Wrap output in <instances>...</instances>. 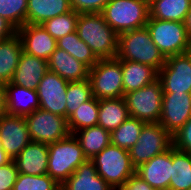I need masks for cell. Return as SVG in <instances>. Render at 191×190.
I'll use <instances>...</instances> for the list:
<instances>
[{"label":"cell","instance_id":"obj_1","mask_svg":"<svg viewBox=\"0 0 191 190\" xmlns=\"http://www.w3.org/2000/svg\"><path fill=\"white\" fill-rule=\"evenodd\" d=\"M76 31L98 59L116 58L118 34L104 20L101 13H79Z\"/></svg>","mask_w":191,"mask_h":190},{"label":"cell","instance_id":"obj_2","mask_svg":"<svg viewBox=\"0 0 191 190\" xmlns=\"http://www.w3.org/2000/svg\"><path fill=\"white\" fill-rule=\"evenodd\" d=\"M119 61H135L153 67L157 72L163 67L166 58L152 41L147 27L118 34Z\"/></svg>","mask_w":191,"mask_h":190},{"label":"cell","instance_id":"obj_3","mask_svg":"<svg viewBox=\"0 0 191 190\" xmlns=\"http://www.w3.org/2000/svg\"><path fill=\"white\" fill-rule=\"evenodd\" d=\"M87 160L77 138L69 134L64 139L48 144L47 174L61 186Z\"/></svg>","mask_w":191,"mask_h":190},{"label":"cell","instance_id":"obj_4","mask_svg":"<svg viewBox=\"0 0 191 190\" xmlns=\"http://www.w3.org/2000/svg\"><path fill=\"white\" fill-rule=\"evenodd\" d=\"M104 20L117 33L146 27L149 2L146 0H110L101 12Z\"/></svg>","mask_w":191,"mask_h":190},{"label":"cell","instance_id":"obj_5","mask_svg":"<svg viewBox=\"0 0 191 190\" xmlns=\"http://www.w3.org/2000/svg\"><path fill=\"white\" fill-rule=\"evenodd\" d=\"M101 176L114 190H118L136 173L129 151L115 145L106 146L90 159Z\"/></svg>","mask_w":191,"mask_h":190},{"label":"cell","instance_id":"obj_6","mask_svg":"<svg viewBox=\"0 0 191 190\" xmlns=\"http://www.w3.org/2000/svg\"><path fill=\"white\" fill-rule=\"evenodd\" d=\"M152 41L165 58L191 50V38L183 22L149 18L146 24Z\"/></svg>","mask_w":191,"mask_h":190},{"label":"cell","instance_id":"obj_7","mask_svg":"<svg viewBox=\"0 0 191 190\" xmlns=\"http://www.w3.org/2000/svg\"><path fill=\"white\" fill-rule=\"evenodd\" d=\"M89 80L96 99L123 97V74L117 58L99 59L89 70Z\"/></svg>","mask_w":191,"mask_h":190},{"label":"cell","instance_id":"obj_8","mask_svg":"<svg viewBox=\"0 0 191 190\" xmlns=\"http://www.w3.org/2000/svg\"><path fill=\"white\" fill-rule=\"evenodd\" d=\"M173 146V137L161 124L146 123L136 144L128 151L135 168L148 162L154 156L164 153Z\"/></svg>","mask_w":191,"mask_h":190},{"label":"cell","instance_id":"obj_9","mask_svg":"<svg viewBox=\"0 0 191 190\" xmlns=\"http://www.w3.org/2000/svg\"><path fill=\"white\" fill-rule=\"evenodd\" d=\"M130 117L145 123H157L160 120L163 90L160 81L124 95Z\"/></svg>","mask_w":191,"mask_h":190},{"label":"cell","instance_id":"obj_10","mask_svg":"<svg viewBox=\"0 0 191 190\" xmlns=\"http://www.w3.org/2000/svg\"><path fill=\"white\" fill-rule=\"evenodd\" d=\"M31 140L51 144L67 137L70 132L67 118L42 109L25 116Z\"/></svg>","mask_w":191,"mask_h":190},{"label":"cell","instance_id":"obj_11","mask_svg":"<svg viewBox=\"0 0 191 190\" xmlns=\"http://www.w3.org/2000/svg\"><path fill=\"white\" fill-rule=\"evenodd\" d=\"M158 80L163 93H191V50L167 57Z\"/></svg>","mask_w":191,"mask_h":190},{"label":"cell","instance_id":"obj_12","mask_svg":"<svg viewBox=\"0 0 191 190\" xmlns=\"http://www.w3.org/2000/svg\"><path fill=\"white\" fill-rule=\"evenodd\" d=\"M191 118V93H163L159 124L173 137Z\"/></svg>","mask_w":191,"mask_h":190},{"label":"cell","instance_id":"obj_13","mask_svg":"<svg viewBox=\"0 0 191 190\" xmlns=\"http://www.w3.org/2000/svg\"><path fill=\"white\" fill-rule=\"evenodd\" d=\"M68 83L58 74L48 71L36 89L40 109L66 118Z\"/></svg>","mask_w":191,"mask_h":190},{"label":"cell","instance_id":"obj_14","mask_svg":"<svg viewBox=\"0 0 191 190\" xmlns=\"http://www.w3.org/2000/svg\"><path fill=\"white\" fill-rule=\"evenodd\" d=\"M2 149L13 160L32 140L24 116L4 113L0 117Z\"/></svg>","mask_w":191,"mask_h":190},{"label":"cell","instance_id":"obj_15","mask_svg":"<svg viewBox=\"0 0 191 190\" xmlns=\"http://www.w3.org/2000/svg\"><path fill=\"white\" fill-rule=\"evenodd\" d=\"M23 52L49 60L57 48V40L42 25L25 24L17 29Z\"/></svg>","mask_w":191,"mask_h":190},{"label":"cell","instance_id":"obj_16","mask_svg":"<svg viewBox=\"0 0 191 190\" xmlns=\"http://www.w3.org/2000/svg\"><path fill=\"white\" fill-rule=\"evenodd\" d=\"M172 172V147L136 168V173L155 190L169 189Z\"/></svg>","mask_w":191,"mask_h":190},{"label":"cell","instance_id":"obj_17","mask_svg":"<svg viewBox=\"0 0 191 190\" xmlns=\"http://www.w3.org/2000/svg\"><path fill=\"white\" fill-rule=\"evenodd\" d=\"M5 113L27 116L40 109L38 94L35 89L17 86L11 82L4 85Z\"/></svg>","mask_w":191,"mask_h":190},{"label":"cell","instance_id":"obj_18","mask_svg":"<svg viewBox=\"0 0 191 190\" xmlns=\"http://www.w3.org/2000/svg\"><path fill=\"white\" fill-rule=\"evenodd\" d=\"M13 161L19 173L34 176L47 174L48 144L31 141Z\"/></svg>","mask_w":191,"mask_h":190},{"label":"cell","instance_id":"obj_19","mask_svg":"<svg viewBox=\"0 0 191 190\" xmlns=\"http://www.w3.org/2000/svg\"><path fill=\"white\" fill-rule=\"evenodd\" d=\"M48 72V61L29 55L22 51L18 66L14 72L11 83L37 89L43 76Z\"/></svg>","mask_w":191,"mask_h":190},{"label":"cell","instance_id":"obj_20","mask_svg":"<svg viewBox=\"0 0 191 190\" xmlns=\"http://www.w3.org/2000/svg\"><path fill=\"white\" fill-rule=\"evenodd\" d=\"M89 70L86 64L59 48H56L48 60V71L58 74L68 82L88 79Z\"/></svg>","mask_w":191,"mask_h":190},{"label":"cell","instance_id":"obj_21","mask_svg":"<svg viewBox=\"0 0 191 190\" xmlns=\"http://www.w3.org/2000/svg\"><path fill=\"white\" fill-rule=\"evenodd\" d=\"M60 190H114L101 176L91 160L80 164L61 185Z\"/></svg>","mask_w":191,"mask_h":190},{"label":"cell","instance_id":"obj_22","mask_svg":"<svg viewBox=\"0 0 191 190\" xmlns=\"http://www.w3.org/2000/svg\"><path fill=\"white\" fill-rule=\"evenodd\" d=\"M120 62L123 74V97L125 94L143 88L158 79V72L151 66L135 61Z\"/></svg>","mask_w":191,"mask_h":190},{"label":"cell","instance_id":"obj_23","mask_svg":"<svg viewBox=\"0 0 191 190\" xmlns=\"http://www.w3.org/2000/svg\"><path fill=\"white\" fill-rule=\"evenodd\" d=\"M71 10L70 0H28L26 24L41 25Z\"/></svg>","mask_w":191,"mask_h":190},{"label":"cell","instance_id":"obj_24","mask_svg":"<svg viewBox=\"0 0 191 190\" xmlns=\"http://www.w3.org/2000/svg\"><path fill=\"white\" fill-rule=\"evenodd\" d=\"M130 117L124 97L99 100L98 124L112 132Z\"/></svg>","mask_w":191,"mask_h":190},{"label":"cell","instance_id":"obj_25","mask_svg":"<svg viewBox=\"0 0 191 190\" xmlns=\"http://www.w3.org/2000/svg\"><path fill=\"white\" fill-rule=\"evenodd\" d=\"M22 51V43L17 34L0 42V84L11 82Z\"/></svg>","mask_w":191,"mask_h":190},{"label":"cell","instance_id":"obj_26","mask_svg":"<svg viewBox=\"0 0 191 190\" xmlns=\"http://www.w3.org/2000/svg\"><path fill=\"white\" fill-rule=\"evenodd\" d=\"M74 136L89 160L111 144V132L99 125L81 129L75 132Z\"/></svg>","mask_w":191,"mask_h":190},{"label":"cell","instance_id":"obj_27","mask_svg":"<svg viewBox=\"0 0 191 190\" xmlns=\"http://www.w3.org/2000/svg\"><path fill=\"white\" fill-rule=\"evenodd\" d=\"M190 5L191 0H151L149 18L183 22Z\"/></svg>","mask_w":191,"mask_h":190},{"label":"cell","instance_id":"obj_28","mask_svg":"<svg viewBox=\"0 0 191 190\" xmlns=\"http://www.w3.org/2000/svg\"><path fill=\"white\" fill-rule=\"evenodd\" d=\"M191 188V153L177 150L172 146V172L170 190H188Z\"/></svg>","mask_w":191,"mask_h":190},{"label":"cell","instance_id":"obj_29","mask_svg":"<svg viewBox=\"0 0 191 190\" xmlns=\"http://www.w3.org/2000/svg\"><path fill=\"white\" fill-rule=\"evenodd\" d=\"M99 100L94 96L82 103L73 114L67 118L70 134L98 124Z\"/></svg>","mask_w":191,"mask_h":190},{"label":"cell","instance_id":"obj_30","mask_svg":"<svg viewBox=\"0 0 191 190\" xmlns=\"http://www.w3.org/2000/svg\"><path fill=\"white\" fill-rule=\"evenodd\" d=\"M57 48L66 51L89 68H92L99 60L91 48L79 38L77 31L58 39Z\"/></svg>","mask_w":191,"mask_h":190},{"label":"cell","instance_id":"obj_31","mask_svg":"<svg viewBox=\"0 0 191 190\" xmlns=\"http://www.w3.org/2000/svg\"><path fill=\"white\" fill-rule=\"evenodd\" d=\"M145 124L142 120L129 117L111 132V144L129 150L136 144Z\"/></svg>","mask_w":191,"mask_h":190},{"label":"cell","instance_id":"obj_32","mask_svg":"<svg viewBox=\"0 0 191 190\" xmlns=\"http://www.w3.org/2000/svg\"><path fill=\"white\" fill-rule=\"evenodd\" d=\"M66 102V118L77 110L82 103L93 97L92 88L89 78L81 81H71L68 83Z\"/></svg>","mask_w":191,"mask_h":190},{"label":"cell","instance_id":"obj_33","mask_svg":"<svg viewBox=\"0 0 191 190\" xmlns=\"http://www.w3.org/2000/svg\"><path fill=\"white\" fill-rule=\"evenodd\" d=\"M78 15L79 13L71 10L68 13L46 20L41 25L54 39L58 40L76 31Z\"/></svg>","mask_w":191,"mask_h":190},{"label":"cell","instance_id":"obj_34","mask_svg":"<svg viewBox=\"0 0 191 190\" xmlns=\"http://www.w3.org/2000/svg\"><path fill=\"white\" fill-rule=\"evenodd\" d=\"M27 7L28 0H0V17L19 29L26 24Z\"/></svg>","mask_w":191,"mask_h":190},{"label":"cell","instance_id":"obj_35","mask_svg":"<svg viewBox=\"0 0 191 190\" xmlns=\"http://www.w3.org/2000/svg\"><path fill=\"white\" fill-rule=\"evenodd\" d=\"M61 186L49 175L19 173L13 190H60Z\"/></svg>","mask_w":191,"mask_h":190},{"label":"cell","instance_id":"obj_36","mask_svg":"<svg viewBox=\"0 0 191 190\" xmlns=\"http://www.w3.org/2000/svg\"><path fill=\"white\" fill-rule=\"evenodd\" d=\"M110 0H70L71 9L77 13H101Z\"/></svg>","mask_w":191,"mask_h":190},{"label":"cell","instance_id":"obj_37","mask_svg":"<svg viewBox=\"0 0 191 190\" xmlns=\"http://www.w3.org/2000/svg\"><path fill=\"white\" fill-rule=\"evenodd\" d=\"M18 174L19 172L13 160L6 165L0 166V190H13Z\"/></svg>","mask_w":191,"mask_h":190},{"label":"cell","instance_id":"obj_38","mask_svg":"<svg viewBox=\"0 0 191 190\" xmlns=\"http://www.w3.org/2000/svg\"><path fill=\"white\" fill-rule=\"evenodd\" d=\"M173 146L177 150L191 153V118L173 136Z\"/></svg>","mask_w":191,"mask_h":190},{"label":"cell","instance_id":"obj_39","mask_svg":"<svg viewBox=\"0 0 191 190\" xmlns=\"http://www.w3.org/2000/svg\"><path fill=\"white\" fill-rule=\"evenodd\" d=\"M118 190H155L137 173L132 175Z\"/></svg>","mask_w":191,"mask_h":190},{"label":"cell","instance_id":"obj_40","mask_svg":"<svg viewBox=\"0 0 191 190\" xmlns=\"http://www.w3.org/2000/svg\"><path fill=\"white\" fill-rule=\"evenodd\" d=\"M17 34V29L5 18L0 17V42Z\"/></svg>","mask_w":191,"mask_h":190},{"label":"cell","instance_id":"obj_41","mask_svg":"<svg viewBox=\"0 0 191 190\" xmlns=\"http://www.w3.org/2000/svg\"><path fill=\"white\" fill-rule=\"evenodd\" d=\"M183 24L185 26L187 35L191 38V5L189 11L184 18Z\"/></svg>","mask_w":191,"mask_h":190},{"label":"cell","instance_id":"obj_42","mask_svg":"<svg viewBox=\"0 0 191 190\" xmlns=\"http://www.w3.org/2000/svg\"><path fill=\"white\" fill-rule=\"evenodd\" d=\"M5 113V91L4 85L0 84V117Z\"/></svg>","mask_w":191,"mask_h":190},{"label":"cell","instance_id":"obj_43","mask_svg":"<svg viewBox=\"0 0 191 190\" xmlns=\"http://www.w3.org/2000/svg\"><path fill=\"white\" fill-rule=\"evenodd\" d=\"M12 159L6 154V152L0 148V166L6 165Z\"/></svg>","mask_w":191,"mask_h":190}]
</instances>
